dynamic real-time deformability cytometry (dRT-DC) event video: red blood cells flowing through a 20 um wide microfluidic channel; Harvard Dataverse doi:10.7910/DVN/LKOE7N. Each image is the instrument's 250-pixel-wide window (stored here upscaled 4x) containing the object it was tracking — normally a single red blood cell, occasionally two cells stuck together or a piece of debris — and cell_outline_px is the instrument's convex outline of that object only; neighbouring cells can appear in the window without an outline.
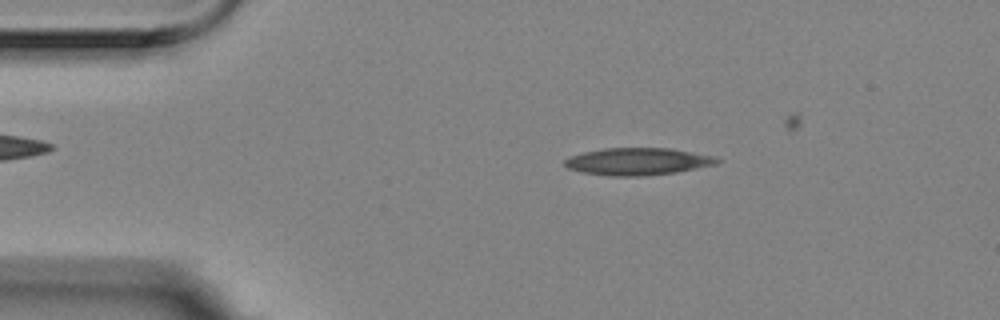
{"species": "Egyptian fruit bat (a non-hibernating species)", "species_latin": "Rousettus aegyptiacus", "temperature_condition": "room temperature", "stored_images_in_passage": 48, "camera_frame_rate_fps": 3000, "um_per_image_px": 0.085, "animal": {"sex": "female"}, "frame": {"image": 1, "passage_image": 9, "time_ms": 2.667, "image_size_px": [1000, 320], "cell_outline_px": [[720, 160], [716, 164], [676, 172], [640, 176], [612, 176], [584, 172], [568, 168], [564, 164], [564, 160], [568, 156], [584, 152], [604, 148], [668, 148], [716, 156]], "centroid_in_image_um": [54.19, 13.72], "position_along_channel_um": 30.8, "area_um2": 23.99}}
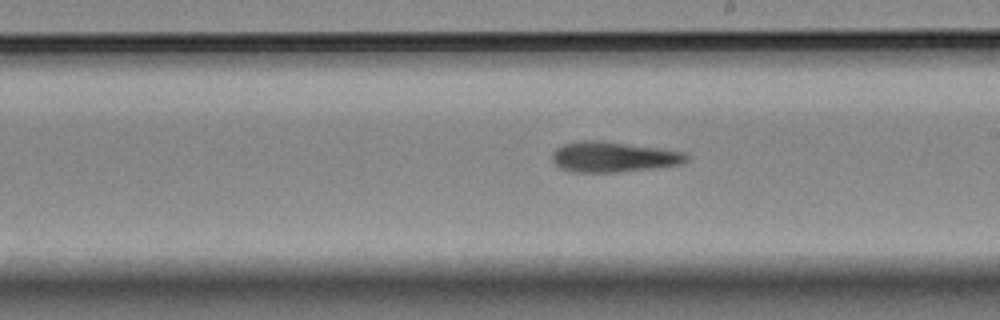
{"frame": {"image": 2, "passage_image": 30, "time_ms": 9.667, "image_size_px": [1000, 320], "cell_outline_px": [[692, 156], [688, 160], [680, 164], [616, 172], [576, 172], [560, 168], [552, 160], [552, 152], [556, 148], [564, 144], [584, 140], [600, 140], [660, 148], [684, 152]], "centroid_in_image_um": [52.14, 13.32], "position_along_channel_um": 236.9, "area_um2": 23.64}}
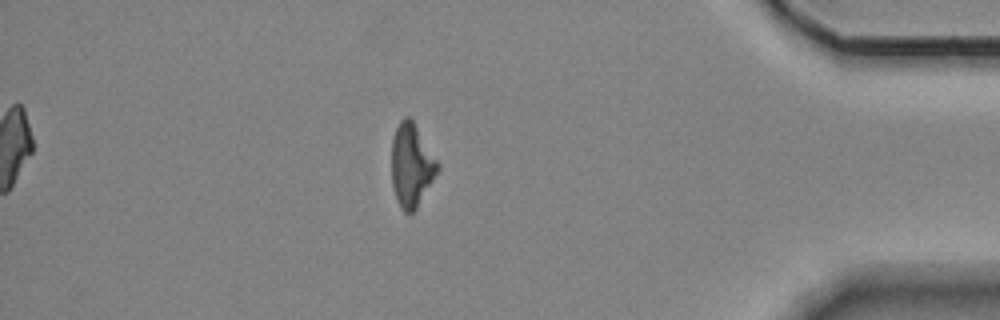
{"frame": {"image": 3, "passage_image": 47, "time_ms": 15.333, "image_size_px": [1000, 320], "cell_outline_px": [[440, 168], [416, 208], [412, 212], [404, 212], [396, 196], [392, 184], [392, 140], [396, 128], [400, 120], [404, 116], [408, 116], [412, 120], [440, 164]], "centroid_in_image_um": [34.98, 14.02], "position_along_channel_um": 400.2, "area_um2": 21.85}}